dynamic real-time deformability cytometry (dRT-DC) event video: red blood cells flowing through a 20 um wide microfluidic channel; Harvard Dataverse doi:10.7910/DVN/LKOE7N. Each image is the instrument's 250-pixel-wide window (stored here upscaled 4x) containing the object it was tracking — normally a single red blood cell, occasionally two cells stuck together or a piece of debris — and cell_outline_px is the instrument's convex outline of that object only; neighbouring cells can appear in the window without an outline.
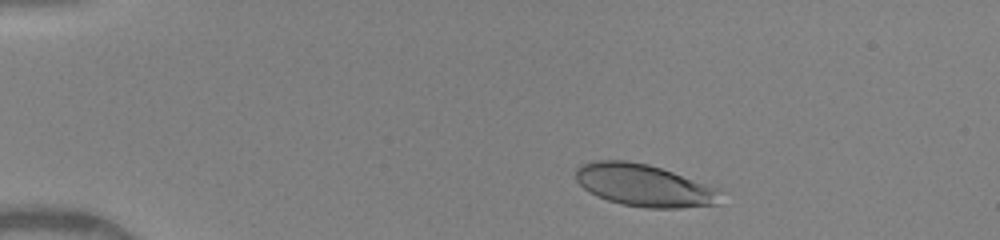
{"species": "human", "species_latin": "Homo sapiens", "temperature_condition": "warm", "stored_images_in_passage": 39, "camera_frame_rate_fps": 3000, "um_per_image_px": 0.085, "donor": {"sex": "female"}, "frame": {"image": 1, "passage_image": 5, "time_ms": 1.333, "image_size_px": [1000, 240], "cell_outline_px": [[720, 204], [680, 208], [644, 208], [620, 204], [596, 196], [588, 192], [576, 180], [576, 168], [580, 164], [596, 160], [628, 160], [648, 164], [720, 188]], "centroid_in_image_um": [54.74, 15.76], "position_along_channel_um": 30.3, "area_um2": 35.89}}
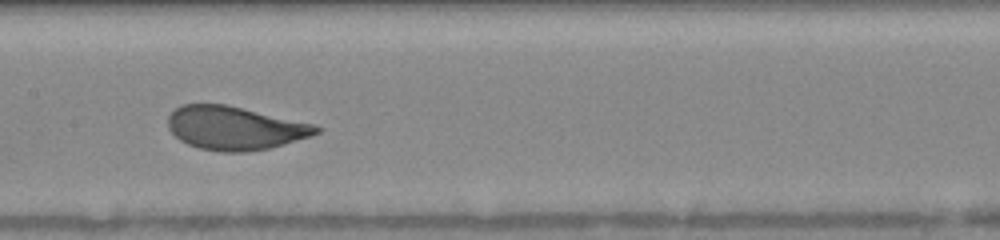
{"frame": {"image": 2, "passage_image": 22, "time_ms": 7.0, "image_size_px": [1000, 240], "cell_outline_px": [[324, 128], [320, 132], [312, 136], [284, 144], [268, 148], [244, 152], [220, 152], [200, 148], [188, 144], [180, 140], [168, 128], [168, 116], [176, 108], [184, 104], [224, 104], [316, 124]], "centroid_in_image_um": [20.0, 10.89], "position_along_channel_um": 187.4, "area_um2": 37.51}}
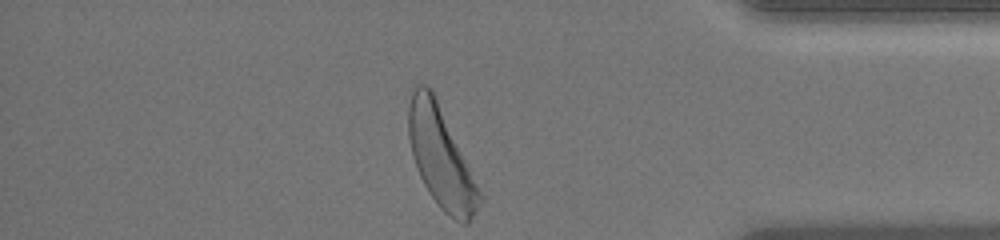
{"frame": {"image": 3, "passage_image": 39, "time_ms": 12.667, "image_size_px": [1000, 240], "cell_outline_px": [[484, 200], [468, 224], [464, 224], [456, 220], [444, 212], [428, 192], [416, 168], [412, 156], [408, 136], [408, 108], [412, 88], [416, 84], [428, 84], [432, 88], [484, 196]], "centroid_in_image_um": [37.49, 13.37], "position_along_channel_um": 397.7, "area_um2": 41.96}, "authors_computed_cell_mechanics": {"area_um2": 37.3388, "velocity_mm_per_s": 4.0865, "shape_relaxation_time_tau1_ms": 2.5436, "shape_relaxation_time_tau2_ms": null, "deformation_change_tau1": 0.1673, "deformation_change_tau2": null}}